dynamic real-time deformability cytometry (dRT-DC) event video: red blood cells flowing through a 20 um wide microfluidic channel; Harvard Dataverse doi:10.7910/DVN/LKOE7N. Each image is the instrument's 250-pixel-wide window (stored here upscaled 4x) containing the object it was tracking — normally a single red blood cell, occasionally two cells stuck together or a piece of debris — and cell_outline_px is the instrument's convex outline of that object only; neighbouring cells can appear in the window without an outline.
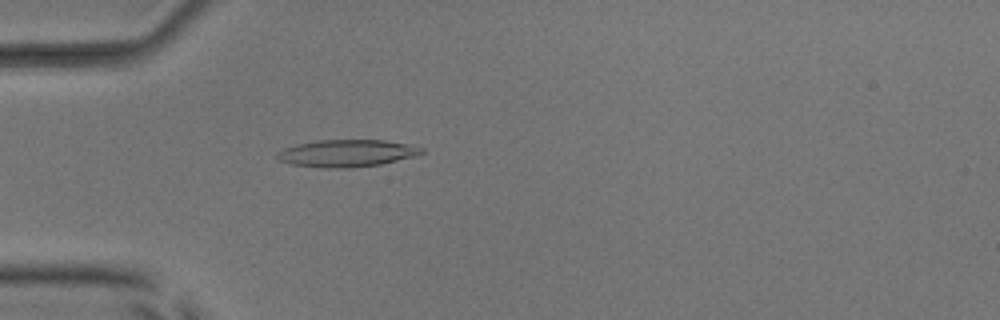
{"species": "common noctule bat (a hibernating species)", "species_latin": "Nyctalus noctula", "temperature_condition": "room temperature", "stored_images_in_passage": 52, "camera_frame_rate_fps": 3000, "um_per_image_px": 0.085, "animal": {"sex": "male", "body_mass_g": 17.9, "forearm_length_mm": 54.2}, "frame": {"image": 1, "passage_image": 16, "time_ms": 5.0, "image_size_px": [1000, 320], "cell_outline_px": [[424, 152], [412, 156], [380, 164], [352, 168], [320, 168], [292, 164], [280, 160], [276, 156], [284, 148], [296, 144], [316, 140], [384, 140], [424, 148]], "centroid_in_image_um": [29.44, 13.03], "position_along_channel_um": 55.6, "area_um2": 22.6}}
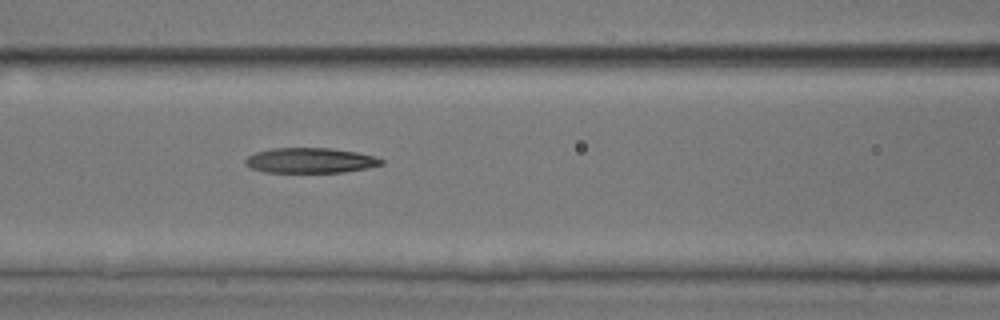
{"frame": {"image": 2, "passage_image": 23, "time_ms": 7.333, "image_size_px": [1000, 320], "cell_outline_px": [[384, 164], [368, 168], [344, 172], [264, 172], [252, 168], [244, 164], [244, 160], [248, 156], [256, 152], [272, 148], [332, 148], [356, 152], [372, 156], [384, 160]], "centroid_in_image_um": [26.37, 13.64], "position_along_channel_um": 140.2, "area_um2": 19.94}}
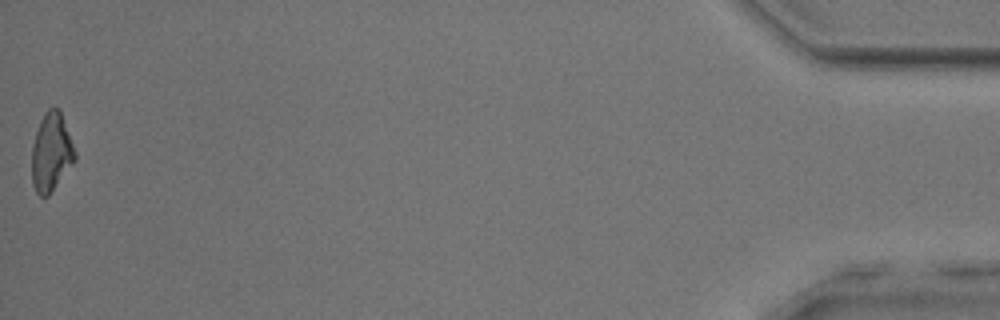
{"frame": {"image": 3, "passage_image": 52, "time_ms": 17.0, "image_size_px": [1000, 320], "cell_outline_px": [[76, 160], [48, 196], [40, 196], [36, 192], [32, 184], [32, 144], [40, 120], [44, 112], [48, 108], [60, 108], [76, 152]], "centroid_in_image_um": [4.36, 12.92], "position_along_channel_um": 430.8, "area_um2": 19.83}, "authors_computed_cell_mechanics": {"area_um2": 20.5768, "velocity_mm_per_s": 4.0007, "shape_relaxation_time_tau1_ms": 6.5367, "shape_relaxation_time_tau2_ms": 8.3136, "deformation_change_tau1": 0.1763, "deformation_change_tau2": 0.2152}}